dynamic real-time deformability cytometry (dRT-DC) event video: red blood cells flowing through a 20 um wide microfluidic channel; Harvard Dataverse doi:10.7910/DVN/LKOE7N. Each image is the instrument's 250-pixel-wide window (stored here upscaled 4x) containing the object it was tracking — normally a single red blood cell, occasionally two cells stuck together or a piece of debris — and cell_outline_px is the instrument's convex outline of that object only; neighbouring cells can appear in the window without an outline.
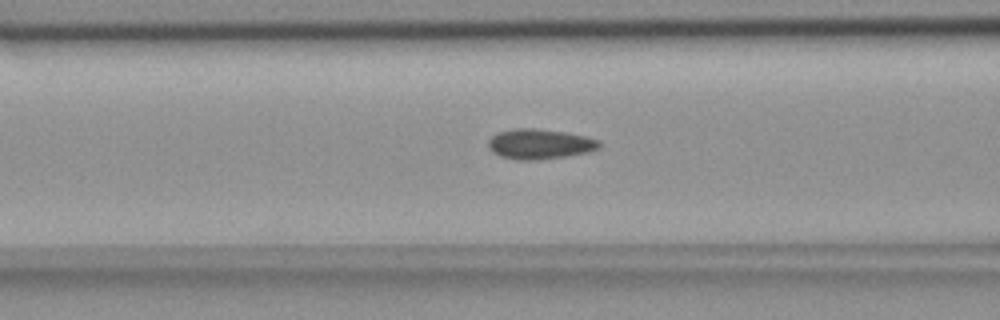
{"species": "common noctule bat (a hibernating species)", "species_latin": "Nyctalus noctula", "temperature_condition": "room temperature", "stored_images_in_passage": 56, "segment_of_instrument_passage": [1, 2], "camera_frame_rate_fps": 3000, "um_per_image_px": 0.085, "animal": {"sex": "female", "body_mass_g": 18.4}, "frame": {"image": 1, "passage_image": 22, "time_ms": 7.0, "image_size_px": [1000, 320], "cell_outline_px": [[600, 144], [596, 148], [588, 152], [564, 156], [532, 160], [516, 160], [500, 156], [492, 152], [488, 148], [488, 140], [492, 136], [500, 132], [516, 128], [536, 128], [564, 132], [584, 136], [600, 140]], "centroid_in_image_um": [45.83, 12.24], "position_along_channel_um": 120.8, "area_um2": 19.25}}
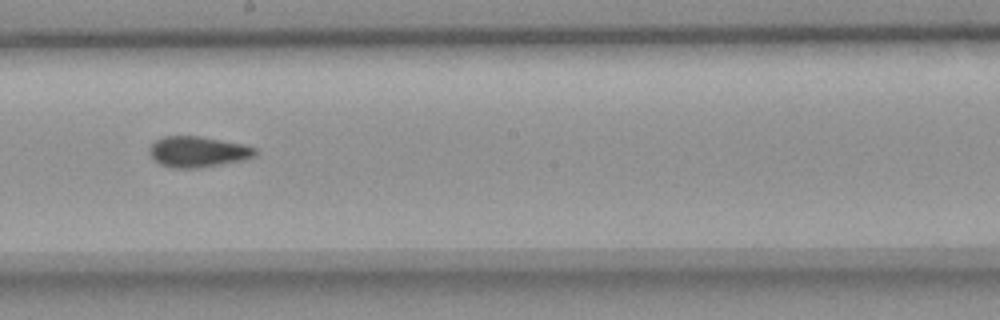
{"frame": {"image": 2, "passage_image": 31, "time_ms": 10.0, "image_size_px": [1000, 320], "cell_outline_px": [[256, 156], [240, 160], [200, 168], [168, 168], [160, 164], [148, 152], [148, 148], [156, 140], [164, 136], [200, 136], [240, 144], [256, 148]], "centroid_in_image_um": [16.77, 12.9], "position_along_channel_um": 231.4, "area_um2": 18.79}}
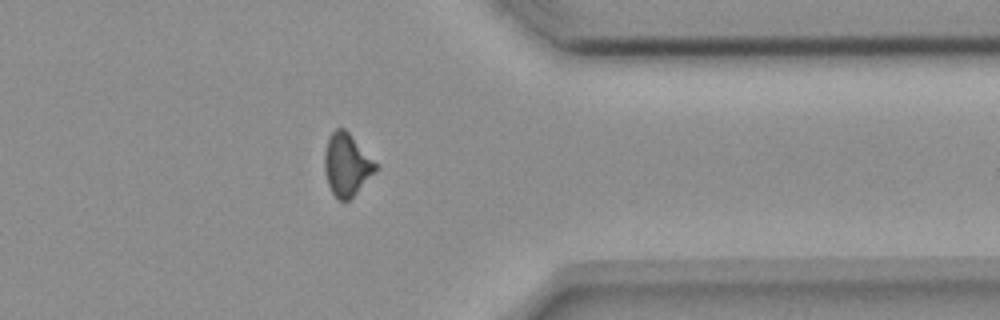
{"frame": {"image": 3, "passage_image": 44, "time_ms": 14.333, "image_size_px": [1000, 320], "cell_outline_px": [[380, 164], [376, 172], [348, 200], [340, 200], [332, 192], [328, 184], [324, 168], [324, 152], [328, 136], [336, 128], [344, 128]], "centroid_in_image_um": [29.5, 13.96], "position_along_channel_um": 381.9, "area_um2": 18.73}}